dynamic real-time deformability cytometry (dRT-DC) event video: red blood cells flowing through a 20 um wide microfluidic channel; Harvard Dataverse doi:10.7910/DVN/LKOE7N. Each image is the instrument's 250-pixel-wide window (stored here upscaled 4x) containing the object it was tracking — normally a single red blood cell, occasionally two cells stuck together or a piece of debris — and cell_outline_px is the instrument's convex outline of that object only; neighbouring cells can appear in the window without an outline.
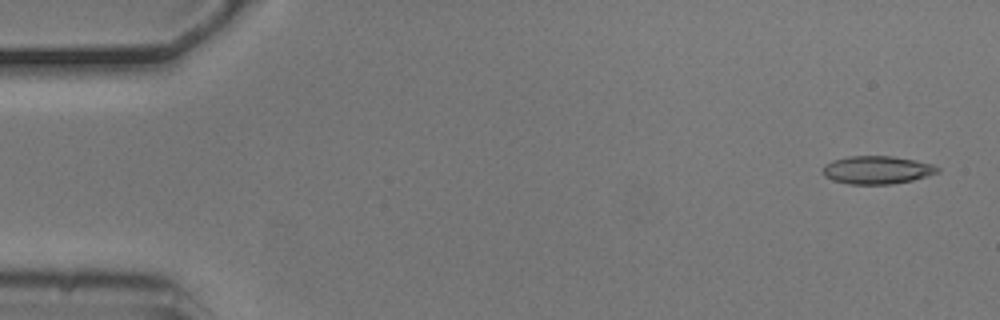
{"species": "common noctule bat (a hibernating species)", "species_latin": "Nyctalus noctula", "temperature_condition": "cold", "stored_images_in_passage": 6, "camera_frame_rate_fps": 3000, "um_per_image_px": 0.085, "animal": {"sex": "male", "body_mass_g": 20.5, "forearm_length_mm": 52.5}, "frame": {"image": 1, "passage_image": 1, "time_ms": 0.0, "image_size_px": [1000, 320], "cell_outline_px": [[940, 172], [928, 176], [912, 180], [892, 184], [848, 184], [832, 180], [824, 176], [824, 164], [832, 160], [848, 156], [892, 156], [916, 160], [932, 164], [940, 168]], "centroid_in_image_um": [74.56, 14.44], "position_along_channel_um": 10.4, "area_um2": 18.84}}
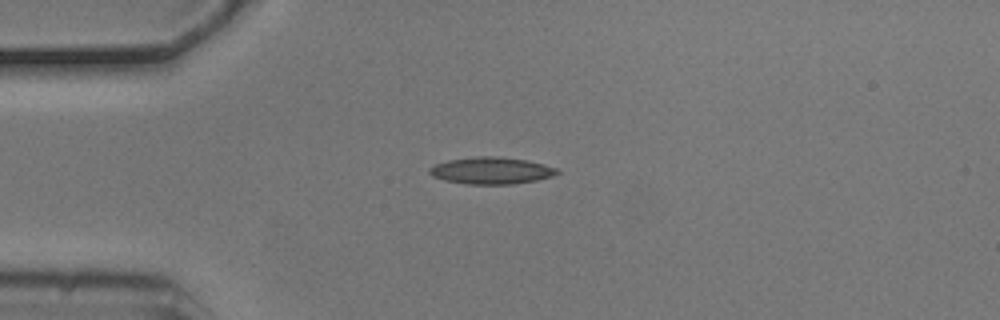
{"frame": {"image": 2, "passage_image": 4, "time_ms": 1.0, "image_size_px": [1000, 320], "cell_outline_px": [[560, 172], [552, 176], [536, 180], [512, 184], [464, 184], [444, 180], [432, 176], [428, 172], [428, 168], [436, 164], [448, 160], [476, 156], [500, 156], [524, 160], [544, 164], [556, 168]], "centroid_in_image_um": [41.72, 14.5], "position_along_channel_um": 43.3, "area_um2": 20.0}}
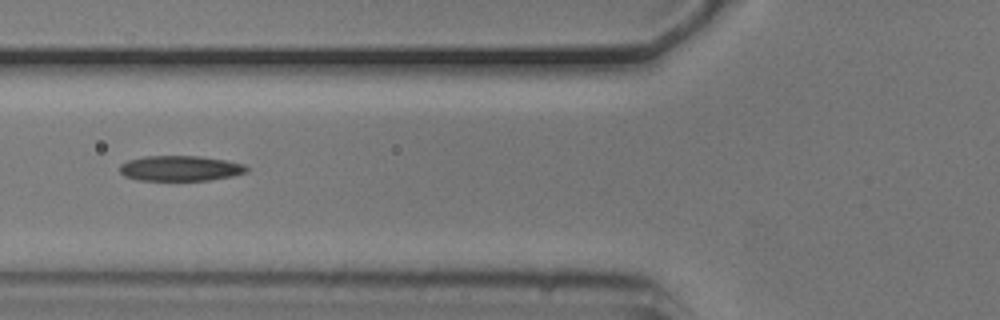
{"frame": {"image": 3, "passage_image": 6, "time_ms": 1.667, "image_size_px": [1000, 320], "cell_outline_px": [[248, 172], [232, 176], [208, 180], [136, 180], [124, 176], [120, 172], [120, 164], [128, 160], [144, 156], [200, 156], [224, 160], [244, 164], [248, 168]], "centroid_in_image_um": [15.31, 14.31], "position_along_channel_um": 110.5, "area_um2": 18.73}}